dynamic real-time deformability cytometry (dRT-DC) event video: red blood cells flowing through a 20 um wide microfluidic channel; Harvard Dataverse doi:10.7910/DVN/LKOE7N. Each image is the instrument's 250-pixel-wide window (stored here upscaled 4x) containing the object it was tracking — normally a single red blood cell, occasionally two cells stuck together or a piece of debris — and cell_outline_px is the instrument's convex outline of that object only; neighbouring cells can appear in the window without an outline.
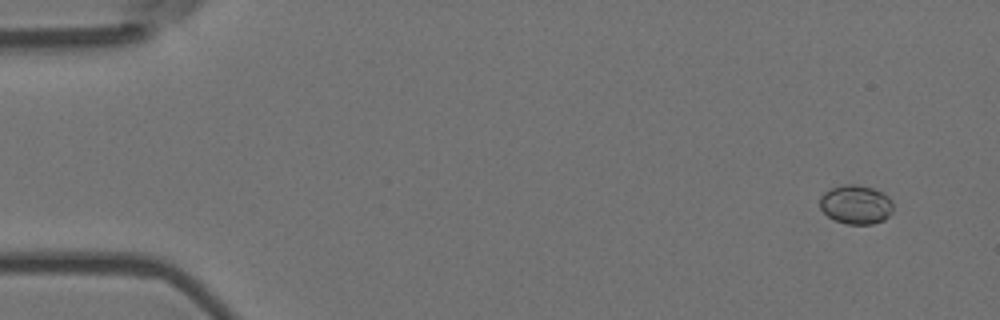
{"species": "Egyptian fruit bat (a non-hibernating species)", "species_latin": "Rousettus aegyptiacus", "temperature_condition": "room temperature", "stored_images_in_passage": 6, "camera_frame_rate_fps": 3000, "um_per_image_px": 0.085, "animal": {"sex": "female"}, "frame": {"image": 1, "passage_image": 1, "time_ms": 0.0, "image_size_px": [1000, 320], "cell_outline_px": [[892, 212], [884, 220], [872, 224], [848, 224], [836, 220], [828, 216], [820, 208], [820, 196], [828, 188], [844, 184], [856, 184], [872, 188], [888, 196], [892, 200]], "centroid_in_image_um": [72.74, 17.37], "position_along_channel_um": 12.3, "area_um2": 16.7}}
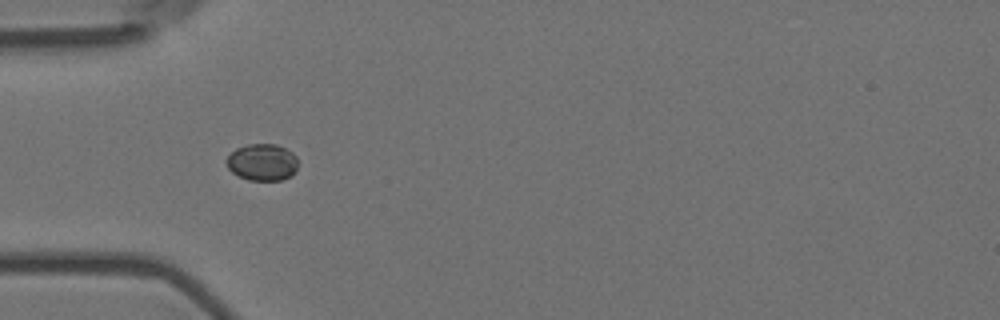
{"frame": {"image": 2, "passage_image": 5, "time_ms": 1.333, "image_size_px": [1000, 320], "cell_outline_px": [[296, 172], [292, 176], [280, 180], [248, 180], [232, 172], [228, 168], [224, 160], [236, 148], [248, 144], [276, 144], [292, 152], [296, 156]], "centroid_in_image_um": [22.28, 13.79], "position_along_channel_um": 62.7, "area_um2": 15.37}}
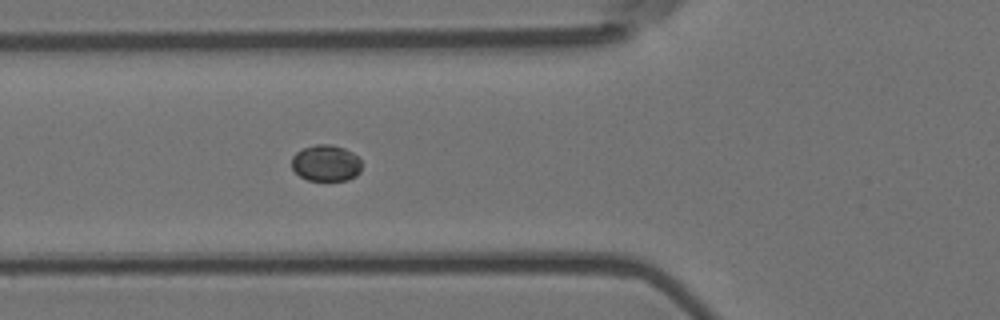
{"frame": {"image": 3, "passage_image": 6, "time_ms": 1.667, "image_size_px": [1000, 320], "cell_outline_px": [[360, 172], [356, 176], [348, 180], [308, 180], [300, 176], [292, 168], [292, 156], [296, 152], [304, 148], [316, 144], [332, 144], [344, 148], [352, 152], [360, 160]], "centroid_in_image_um": [27.7, 13.86], "position_along_channel_um": 98.1, "area_um2": 14.8}}